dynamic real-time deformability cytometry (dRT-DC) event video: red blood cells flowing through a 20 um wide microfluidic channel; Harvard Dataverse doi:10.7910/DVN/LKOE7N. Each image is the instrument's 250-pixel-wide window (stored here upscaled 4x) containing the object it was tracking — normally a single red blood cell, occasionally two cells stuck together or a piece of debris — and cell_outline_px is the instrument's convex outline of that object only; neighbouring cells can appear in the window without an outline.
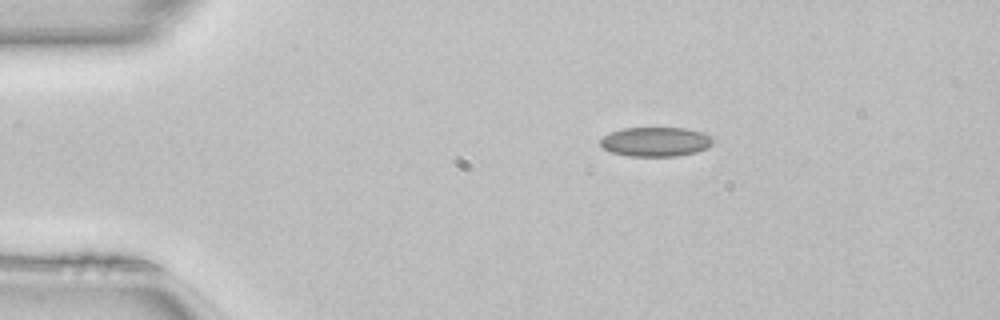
{"species": "common noctule bat (a hibernating species)", "species_latin": "Nyctalus noctula", "temperature_condition": "room temperature", "stored_images_in_passage": 41, "camera_frame_rate_fps": 3000, "um_per_image_px": 0.085, "animal": {"sex": "female", "body_mass_g": 22.7, "forearm_length_mm": 54.2}, "frame": {"image": 1, "passage_image": 1, "time_ms": 0.0, "image_size_px": [1000, 320], "cell_outline_px": [[712, 144], [708, 148], [696, 152], [676, 156], [628, 156], [612, 152], [604, 148], [600, 144], [600, 140], [604, 136], [612, 132], [624, 128], [684, 128], [700, 132], [712, 136]], "centroid_in_image_um": [55.74, 12.05], "position_along_channel_um": 29.3, "area_um2": 19.13}}
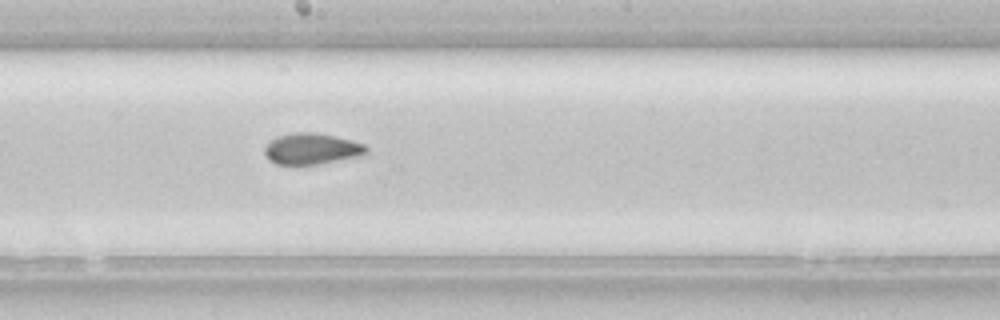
{"frame": {"image": 2, "passage_image": 19, "time_ms": 6.0, "image_size_px": [1000, 320], "cell_outline_px": [[368, 152], [364, 156], [320, 164], [296, 168], [276, 164], [268, 160], [264, 152], [264, 148], [276, 136], [296, 132], [316, 132], [352, 140], [364, 144], [368, 148]], "centroid_in_image_um": [26.49, 12.7], "position_along_channel_um": 221.7, "area_um2": 19.31}}
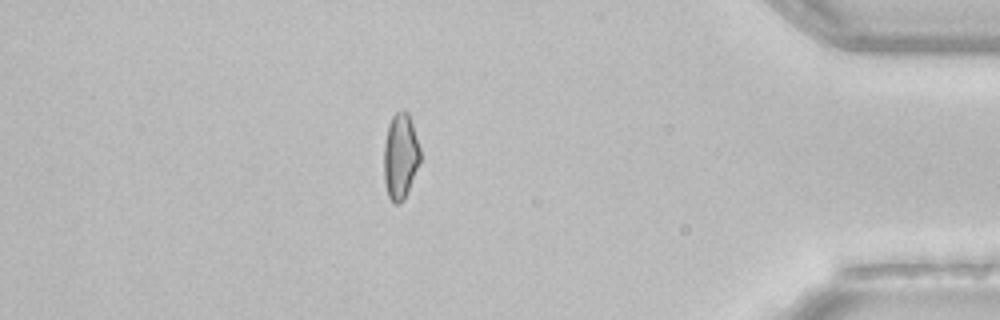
{"frame": {"image": 3, "passage_image": 35, "time_ms": 11.333, "image_size_px": [1000, 320], "cell_outline_px": [[420, 160], [404, 200], [400, 204], [396, 204], [388, 196], [384, 180], [384, 144], [388, 124], [392, 116], [396, 112], [408, 112], [420, 148]], "centroid_in_image_um": [34.02, 13.29], "position_along_channel_um": 401.2, "area_um2": 17.92}, "authors_computed_cell_mechanics": {"area_um2": 18.6116, "velocity_mm_per_s": 4.1425, "shape_relaxation_time_tau1_ms": null, "shape_relaxation_time_tau2_ms": 3.0529, "deformation_change_tau1": null, "deformation_change_tau2": 0.0678}}